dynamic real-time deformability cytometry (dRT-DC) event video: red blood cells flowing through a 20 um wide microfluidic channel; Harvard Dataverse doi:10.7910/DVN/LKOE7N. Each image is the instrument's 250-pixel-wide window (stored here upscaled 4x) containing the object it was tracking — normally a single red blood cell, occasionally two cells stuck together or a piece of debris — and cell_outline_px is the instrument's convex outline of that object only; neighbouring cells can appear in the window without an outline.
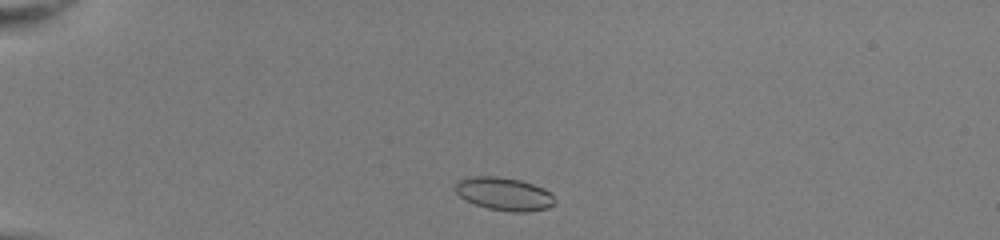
{"species": "common noctule bat (a hibernating species)", "species_latin": "Nyctalus noctula", "temperature_condition": "room temperature", "stored_images_in_passage": 41, "camera_frame_rate_fps": 3000, "um_per_image_px": 0.085, "animal": {"sex": "female", "body_mass_g": 22.0, "forearm_length_mm": 56.7}, "frame": {"image": 1, "passage_image": 3, "time_ms": 0.667, "image_size_px": [1000, 240], "cell_outline_px": [[556, 200], [548, 208], [528, 212], [512, 212], [488, 208], [476, 204], [460, 196], [456, 192], [456, 180], [468, 176], [496, 176], [520, 180], [544, 188], [552, 192]], "centroid_in_image_um": [42.87, 16.47], "position_along_channel_um": 42.1, "area_um2": 19.19}}
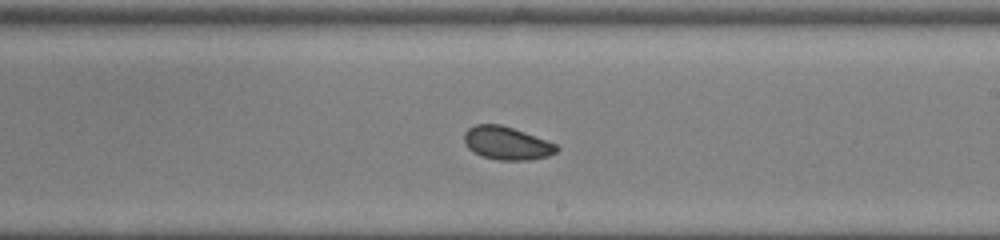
{"frame": {"image": 2, "passage_image": 22, "time_ms": 7.0, "image_size_px": [1000, 240], "cell_outline_px": [[560, 148], [556, 152], [548, 156], [532, 160], [500, 160], [480, 156], [472, 152], [464, 144], [464, 132], [468, 128], [476, 124], [500, 124], [524, 132], [556, 144]], "centroid_in_image_um": [43.04, 12.18], "position_along_channel_um": 246.0, "area_um2": 17.92}}
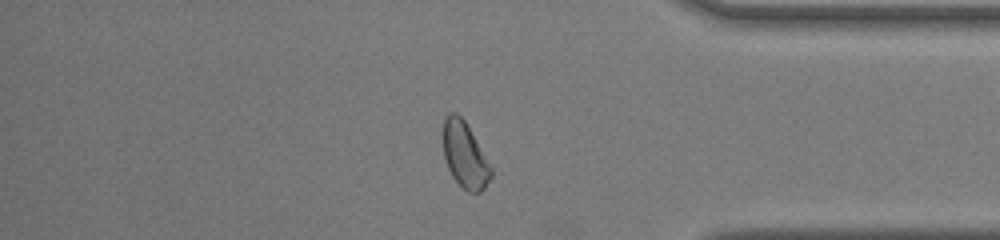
{"frame": {"image": 3, "passage_image": 34, "time_ms": 11.0, "image_size_px": [1000, 240], "cell_outline_px": [[492, 176], [484, 188], [480, 192], [468, 192], [452, 176], [448, 168], [444, 156], [444, 116], [448, 112], [456, 112], [464, 120], [492, 168]], "centroid_in_image_um": [39.51, 13.17], "position_along_channel_um": 395.7, "area_um2": 17.98}, "authors_computed_cell_mechanics": {"area_um2": 18.2648, "velocity_mm_per_s": 4.0332, "shape_relaxation_time_tau1_ms": null, "shape_relaxation_time_tau2_ms": 11.066, "deformation_change_tau1": null, "deformation_change_tau2": 0.1667}}